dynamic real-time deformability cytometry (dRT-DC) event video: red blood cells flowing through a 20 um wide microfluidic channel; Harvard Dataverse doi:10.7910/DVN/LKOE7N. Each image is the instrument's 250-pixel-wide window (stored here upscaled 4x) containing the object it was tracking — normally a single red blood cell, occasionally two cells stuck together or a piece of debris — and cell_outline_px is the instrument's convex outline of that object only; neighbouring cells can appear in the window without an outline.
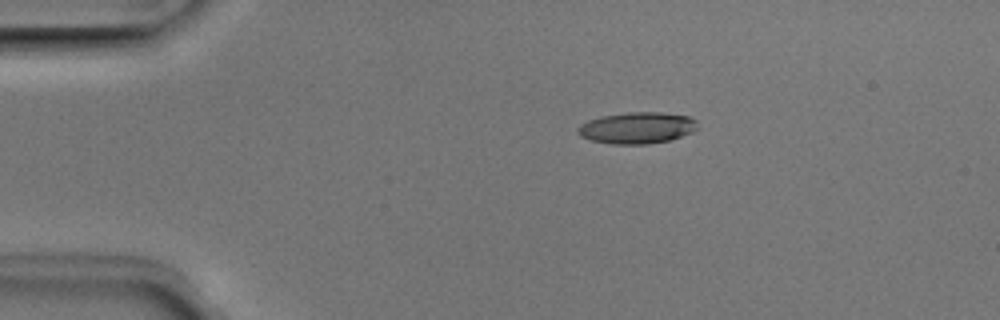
{"species": "Egyptian fruit bat (a non-hibernating species)", "species_latin": "Rousettus aegyptiacus", "temperature_condition": "room temperature", "stored_images_in_passage": 42, "camera_frame_rate_fps": 3000, "um_per_image_px": 0.085, "animal": {"sex": "male"}, "frame": {"image": 1, "passage_image": 1, "time_ms": 0.0, "image_size_px": [1000, 320], "cell_outline_px": [[696, 128], [692, 132], [668, 140], [648, 144], [612, 144], [592, 140], [580, 136], [576, 132], [576, 128], [580, 124], [588, 120], [600, 116], [628, 112], [664, 112], [688, 116], [696, 120]], "centroid_in_image_um": [54.1, 10.86], "position_along_channel_um": 30.9, "area_um2": 21.96}}
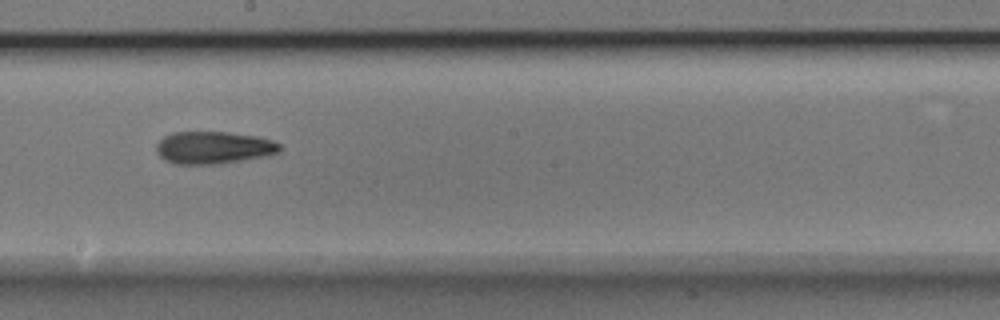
{"frame": {"image": 2, "passage_image": 20, "time_ms": 6.333, "image_size_px": [1000, 320], "cell_outline_px": [[280, 152], [268, 156], [216, 164], [176, 164], [164, 160], [156, 152], [156, 144], [164, 136], [172, 132], [228, 132], [256, 136], [272, 140], [280, 144]], "centroid_in_image_um": [18.14, 12.55], "position_along_channel_um": 230.1, "area_um2": 23.41}}
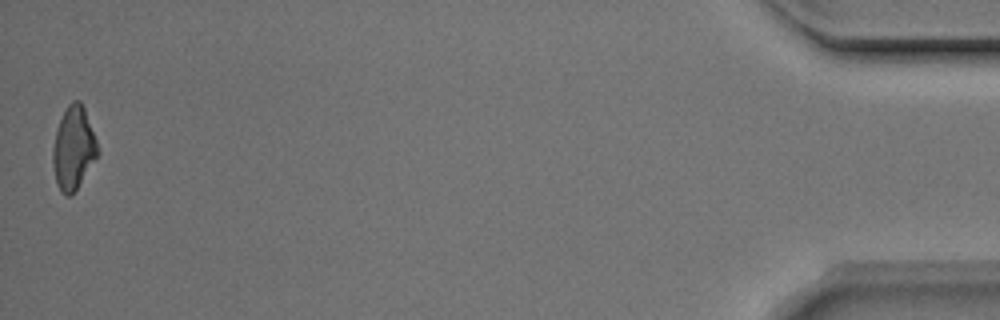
{"frame": {"image": 3, "passage_image": 42, "time_ms": 13.667, "image_size_px": [1000, 320], "cell_outline_px": [[100, 152], [76, 188], [68, 196], [60, 192], [56, 184], [52, 164], [52, 148], [56, 128], [68, 104], [72, 100], [80, 100], [84, 108], [96, 140]], "centroid_in_image_um": [6.22, 12.58], "position_along_channel_um": 429.0, "area_um2": 21.5}, "authors_computed_cell_mechanics": {"area_um2": 22.4842, "velocity_mm_per_s": 3.9789, "shape_relaxation_time_tau1_ms": 9.1525, "shape_relaxation_time_tau2_ms": null, "deformation_change_tau1": 0.2365, "deformation_change_tau2": null}}